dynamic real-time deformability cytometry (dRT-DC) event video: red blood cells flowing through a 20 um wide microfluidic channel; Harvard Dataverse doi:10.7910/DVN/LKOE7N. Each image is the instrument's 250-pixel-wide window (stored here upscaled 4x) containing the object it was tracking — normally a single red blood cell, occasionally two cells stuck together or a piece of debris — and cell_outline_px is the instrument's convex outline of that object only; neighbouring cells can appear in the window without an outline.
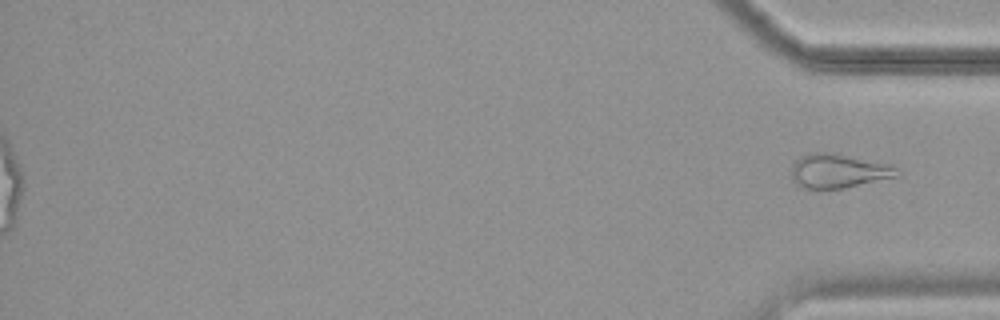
{"species": "common noctule bat (a hibernating species)", "species_latin": "Nyctalus noctula", "temperature_condition": "cold", "stored_images_in_passage": 57, "segment_of_instrument_passage": [2, 2], "camera_frame_rate_fps": 3000, "um_per_image_px": 0.085, "animal": {"sex": "female", "body_mass_g": 19.9}, "frame": {"image": 1, "passage_image": 57, "time_ms": 18.667, "image_size_px": [1000, 320], "cell_outline_px": [[900, 176], [844, 188], [804, 188], [792, 180], [792, 164], [800, 156], [812, 152], [832, 152], [888, 164], [896, 168], [900, 172]], "centroid_in_image_um": [71.26, 14.52], "position_along_channel_um": 363.9, "area_um2": 20.92}}